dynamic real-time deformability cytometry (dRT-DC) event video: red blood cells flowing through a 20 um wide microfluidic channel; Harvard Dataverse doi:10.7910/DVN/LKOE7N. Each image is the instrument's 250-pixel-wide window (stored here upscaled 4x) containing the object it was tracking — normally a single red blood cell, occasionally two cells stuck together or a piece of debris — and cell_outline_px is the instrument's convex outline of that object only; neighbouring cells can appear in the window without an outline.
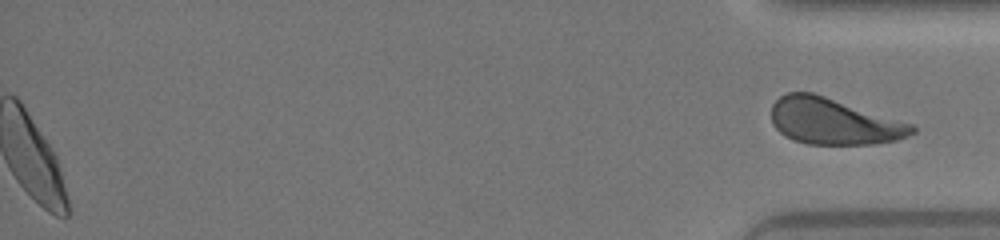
{"species": "human", "species_latin": "Homo sapiens", "temperature_condition": "warm", "stored_images_in_passage": 42, "segment_of_instrument_passage": [2, 2], "camera_frame_rate_fps": 3000, "um_per_image_px": 0.085, "donor": {"sex": "female"}, "frame": {"image": 1, "passage_image": 42, "time_ms": 13.667, "image_size_px": [1000, 240], "cell_outline_px": [[916, 132], [908, 136], [896, 140], [876, 144], [808, 144], [796, 140], [780, 132], [772, 124], [772, 104], [780, 96], [788, 92], [812, 92], [912, 124], [916, 128]], "centroid_in_image_um": [70.86, 10.32], "position_along_channel_um": 364.3, "area_um2": 37.57}}